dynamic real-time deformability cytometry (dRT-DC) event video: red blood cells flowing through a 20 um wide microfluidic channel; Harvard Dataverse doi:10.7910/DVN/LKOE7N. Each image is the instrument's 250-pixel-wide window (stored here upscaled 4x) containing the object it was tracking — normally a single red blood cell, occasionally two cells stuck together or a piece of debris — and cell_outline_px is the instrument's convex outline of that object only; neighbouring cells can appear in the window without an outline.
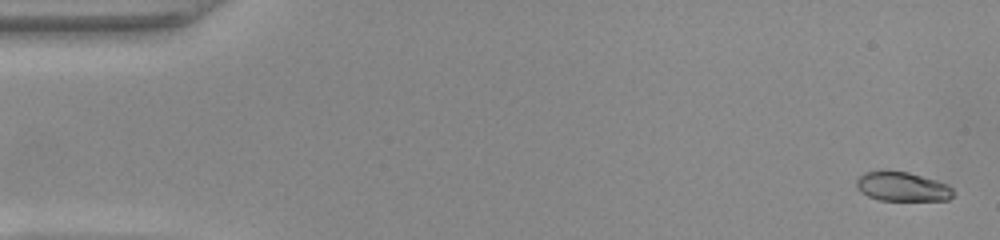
{"species": "common noctule bat (a hibernating species)", "species_latin": "Nyctalus noctula", "temperature_condition": "warm", "stored_images_in_passage": 49, "camera_frame_rate_fps": 3000, "um_per_image_px": 0.085, "animal": {"sex": "female", "body_mass_g": 22.0, "forearm_length_mm": 56.7}, "frame": {"image": 1, "passage_image": 1, "time_ms": 0.0, "image_size_px": [1000, 240], "cell_outline_px": [[956, 192], [948, 200], [880, 200], [868, 196], [860, 192], [856, 188], [856, 180], [864, 172], [884, 168], [908, 172], [936, 180], [948, 184]], "centroid_in_image_um": [76.66, 15.83], "position_along_channel_um": 8.3, "area_um2": 16.99}}
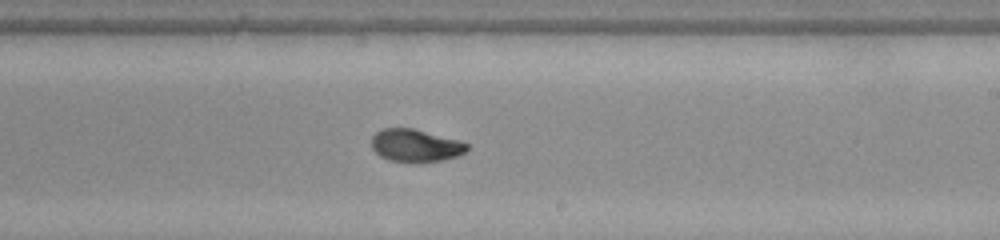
{"frame": {"image": 2, "passage_image": 29, "time_ms": 9.333, "image_size_px": [1000, 240], "cell_outline_px": [[468, 148], [460, 156], [440, 160], [416, 164], [388, 160], [380, 156], [372, 148], [372, 136], [376, 132], [384, 128], [412, 128], [460, 140], [468, 144]], "centroid_in_image_um": [35.32, 12.39], "position_along_channel_um": 253.7, "area_um2": 18.44}}
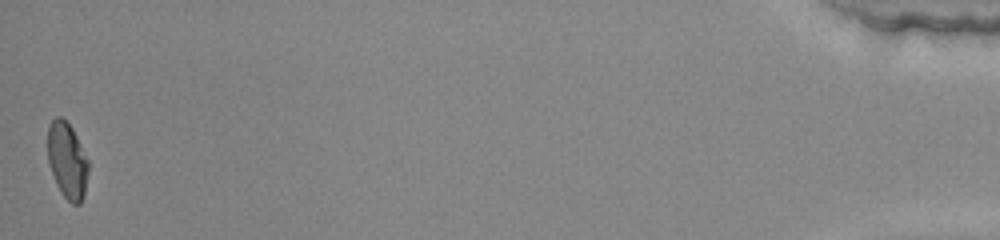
{"frame": {"image": 3, "passage_image": 49, "time_ms": 16.0, "image_size_px": [1000, 240], "cell_outline_px": [[88, 172], [84, 196], [80, 204], [72, 204], [60, 192], [56, 184], [48, 160], [48, 124], [56, 116], [60, 116], [72, 128], [88, 160]], "centroid_in_image_um": [5.71, 13.65], "position_along_channel_um": 429.5, "area_um2": 17.92}, "authors_computed_cell_mechanics": {"area_um2": 18.3804, "velocity_mm_per_s": 4.1244, "shape_relaxation_time_tau1_ms": 7.4071, "shape_relaxation_time_tau2_ms": 1.3417, "deformation_change_tau1": 0.2688, "deformation_change_tau2": 0.0531}}